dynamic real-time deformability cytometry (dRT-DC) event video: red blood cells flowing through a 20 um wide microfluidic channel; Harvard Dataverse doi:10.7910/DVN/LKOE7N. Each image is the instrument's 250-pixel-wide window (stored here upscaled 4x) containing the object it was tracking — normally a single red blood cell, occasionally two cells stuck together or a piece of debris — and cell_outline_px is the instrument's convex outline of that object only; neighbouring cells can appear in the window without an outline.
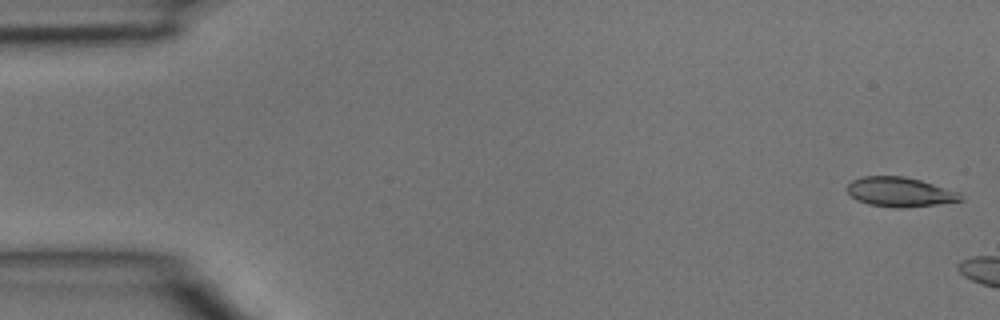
{"species": "common noctule bat (a hibernating species)", "species_latin": "Nyctalus noctula", "temperature_condition": "room temperature", "stored_images_in_passage": 13, "camera_frame_rate_fps": 3000, "um_per_image_px": 0.085, "animal": {"sex": "male", "body_mass_g": 15.6}, "frame": {"image": 1, "passage_image": 1, "time_ms": 0.0, "image_size_px": [1000, 320], "cell_outline_px": [[964, 200], [936, 204], [900, 208], [892, 208], [868, 204], [856, 200], [848, 192], [848, 184], [852, 180], [864, 176], [904, 176], [920, 180], [960, 192], [964, 196]], "centroid_in_image_um": [76.51, 16.32], "position_along_channel_um": 8.5, "area_um2": 19.54}}
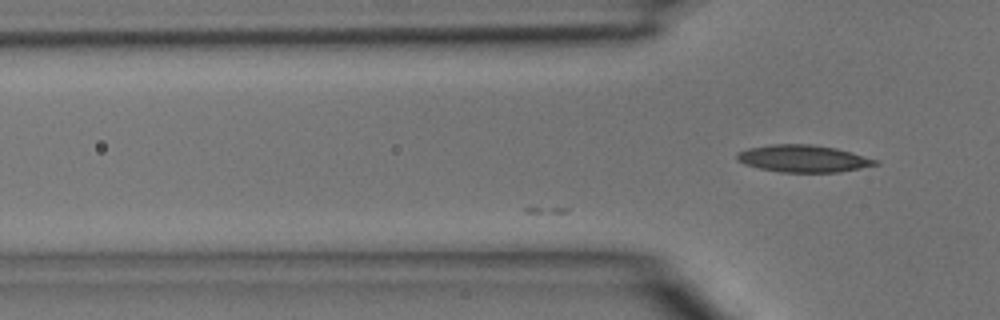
{"frame": {"image": 2, "passage_image": 13, "time_ms": 4.0, "image_size_px": [1000, 320], "cell_outline_px": [[880, 164], [840, 172], [780, 172], [760, 168], [744, 164], [736, 160], [736, 152], [748, 148], [768, 144], [812, 144], [836, 148], [852, 152], [880, 160]], "centroid_in_image_um": [68.28, 13.47], "position_along_channel_um": 57.5, "area_um2": 22.14}}